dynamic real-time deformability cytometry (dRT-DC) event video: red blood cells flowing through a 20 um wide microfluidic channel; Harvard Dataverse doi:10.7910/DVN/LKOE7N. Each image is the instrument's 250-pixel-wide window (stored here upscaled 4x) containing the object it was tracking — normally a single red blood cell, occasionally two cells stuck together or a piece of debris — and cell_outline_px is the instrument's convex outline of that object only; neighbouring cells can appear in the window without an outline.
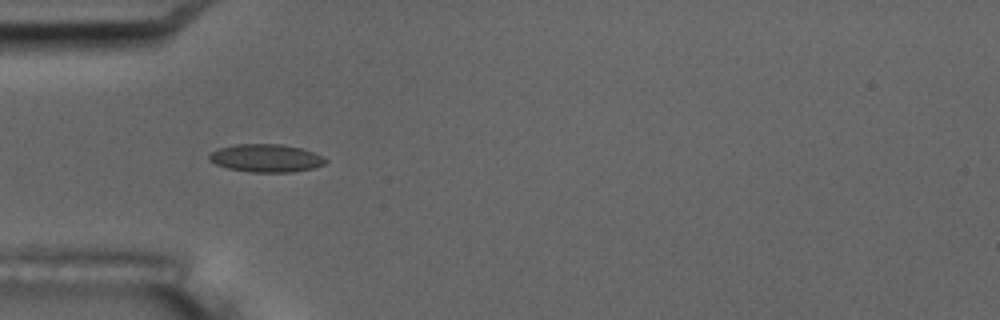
{"species": "common noctule bat (a hibernating species)", "species_latin": "Nyctalus noctula", "temperature_condition": "room temperature", "stored_images_in_passage": 7, "camera_frame_rate_fps": 3000, "um_per_image_px": 0.085, "animal": {"sex": "male", "body_mass_g": 17.5, "forearm_length_mm": 52.3}, "frame": {"image": 1, "passage_image": 6, "time_ms": 5.667, "image_size_px": [1000, 320], "cell_outline_px": [[328, 160], [324, 164], [312, 168], [292, 172], [252, 172], [228, 168], [216, 164], [208, 160], [208, 156], [212, 152], [220, 148], [236, 144], [280, 144], [300, 148], [324, 156]], "centroid_in_image_um": [22.62, 13.44], "position_along_channel_um": 62.4, "area_um2": 18.79}}